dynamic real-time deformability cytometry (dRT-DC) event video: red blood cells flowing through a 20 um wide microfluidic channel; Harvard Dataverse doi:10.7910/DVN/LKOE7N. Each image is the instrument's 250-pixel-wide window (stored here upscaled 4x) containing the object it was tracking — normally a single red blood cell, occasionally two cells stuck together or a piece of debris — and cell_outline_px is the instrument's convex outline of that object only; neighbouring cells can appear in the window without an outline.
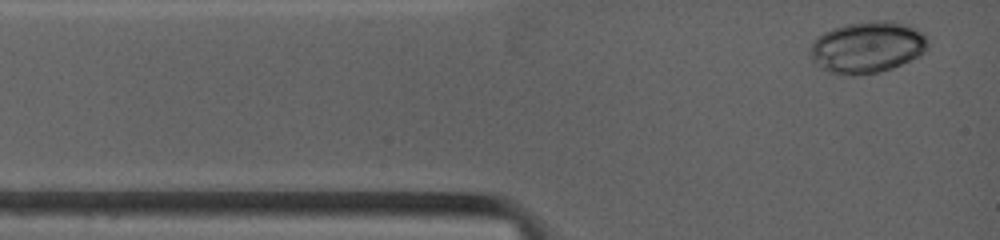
{"species": "common noctule bat (a hibernating species)", "species_latin": "Nyctalus noctula", "temperature_condition": "warm", "stored_images_in_passage": 9, "camera_frame_rate_fps": 4500, "um_per_image_px": 0.085, "animal": {"sex": "female", "body_mass_g": 19.0, "forearm_length_mm": 53.3}, "frame": {"image": 1, "passage_image": 1, "time_ms": 0.0, "image_size_px": [1000, 240], "cell_outline_px": [[928, 48], [920, 56], [892, 68], [880, 72], [852, 76], [844, 76], [828, 72], [820, 68], [812, 60], [812, 40], [816, 36], [832, 28], [848, 24], [872, 20], [892, 20], [916, 28], [924, 32], [928, 36]], "centroid_in_image_um": [73.74, 4.01], "position_along_channel_um": 11.3, "area_um2": 35.89}}
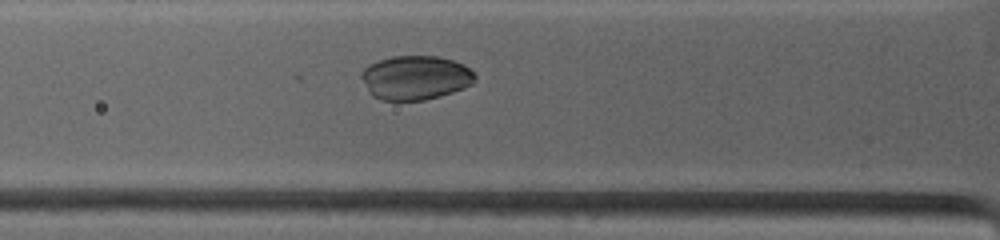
{"frame": {"image": 2, "passage_image": 9, "time_ms": 2.889, "image_size_px": [1000, 240], "cell_outline_px": [[476, 80], [472, 84], [464, 88], [440, 96], [424, 100], [380, 100], [372, 96], [368, 92], [360, 76], [360, 72], [368, 64], [392, 56], [436, 56], [452, 60], [464, 64], [476, 76]], "centroid_in_image_um": [35.28, 6.6], "position_along_channel_um": 90.5, "area_um2": 29.36}}